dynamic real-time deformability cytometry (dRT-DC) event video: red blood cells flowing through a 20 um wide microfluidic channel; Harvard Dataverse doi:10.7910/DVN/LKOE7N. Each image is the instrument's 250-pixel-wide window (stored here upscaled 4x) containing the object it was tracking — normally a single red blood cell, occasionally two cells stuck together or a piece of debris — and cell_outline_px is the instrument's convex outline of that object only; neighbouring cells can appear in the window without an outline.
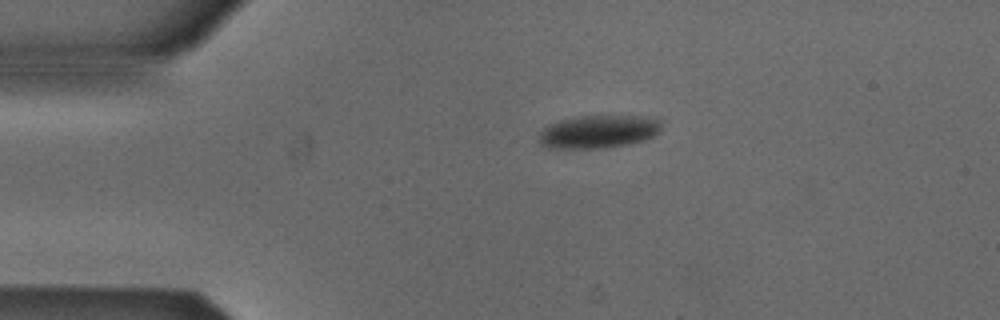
{"species": "Egyptian fruit bat (a non-hibernating species)", "species_latin": "Rousettus aegyptiacus", "temperature_condition": "cold", "stored_images_in_passage": 43, "camera_frame_rate_fps": 3000, "um_per_image_px": 0.085, "animal": {"sex": "male"}, "frame": {"image": 1, "passage_image": 1, "time_ms": 0.0, "image_size_px": [1000, 320], "cell_outline_px": [[660, 128], [652, 136], [644, 140], [628, 144], [596, 148], [548, 148], [540, 144], [540, 132], [548, 124], [560, 120], [580, 116], [636, 116], [656, 120], [660, 124]], "centroid_in_image_um": [50.78, 11.19], "position_along_channel_um": 34.2, "area_um2": 23.0}}
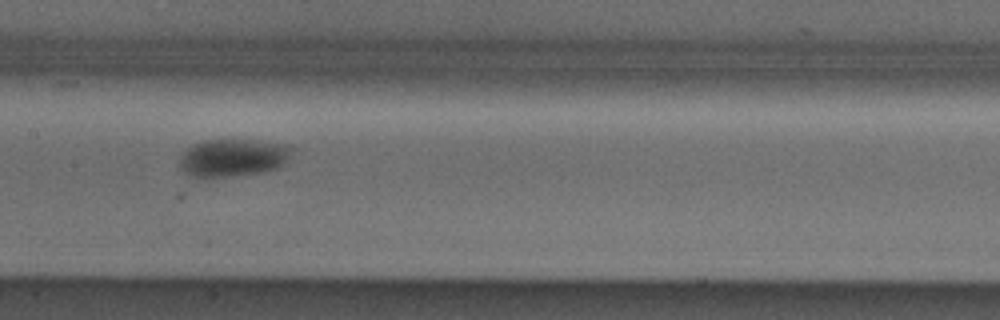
{"frame": {"image": 2, "passage_image": 16, "time_ms": 5.0, "image_size_px": [1000, 320], "cell_outline_px": [[292, 148], [284, 164], [276, 168], [264, 172], [204, 180], [200, 180], [188, 176], [180, 168], [180, 156], [192, 144], [204, 140], [256, 140], [288, 144]], "centroid_in_image_um": [19.73, 13.44], "position_along_channel_um": 187.7, "area_um2": 25.26}}
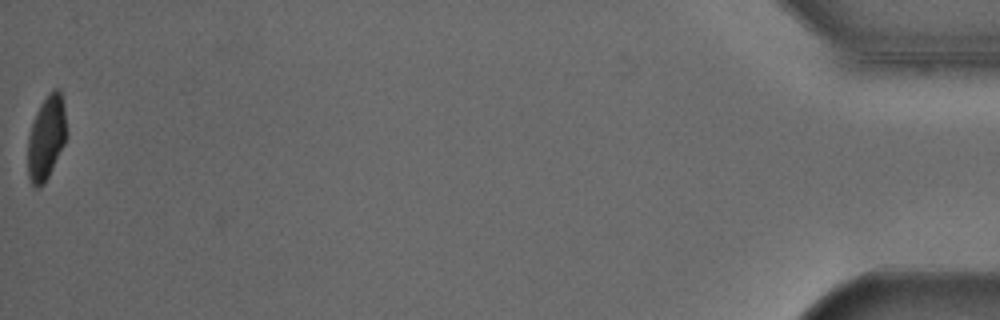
{"frame": {"image": 3, "passage_image": 43, "time_ms": 14.0, "image_size_px": [1000, 320], "cell_outline_px": [[68, 132], [64, 144], [44, 184], [40, 188], [36, 188], [32, 184], [28, 176], [28, 136], [36, 112], [40, 104], [48, 92], [52, 88], [60, 88], [64, 104]], "centroid_in_image_um": [3.96, 11.65], "position_along_channel_um": 431.2, "area_um2": 19.25}, "authors_computed_cell_mechanics": {"area_um2": 23.8714, "velocity_mm_per_s": 3.861, "shape_relaxation_time_tau1_ms": 2.5172, "shape_relaxation_time_tau2_ms": null, "deformation_change_tau1": 0.0916, "deformation_change_tau2": null}}